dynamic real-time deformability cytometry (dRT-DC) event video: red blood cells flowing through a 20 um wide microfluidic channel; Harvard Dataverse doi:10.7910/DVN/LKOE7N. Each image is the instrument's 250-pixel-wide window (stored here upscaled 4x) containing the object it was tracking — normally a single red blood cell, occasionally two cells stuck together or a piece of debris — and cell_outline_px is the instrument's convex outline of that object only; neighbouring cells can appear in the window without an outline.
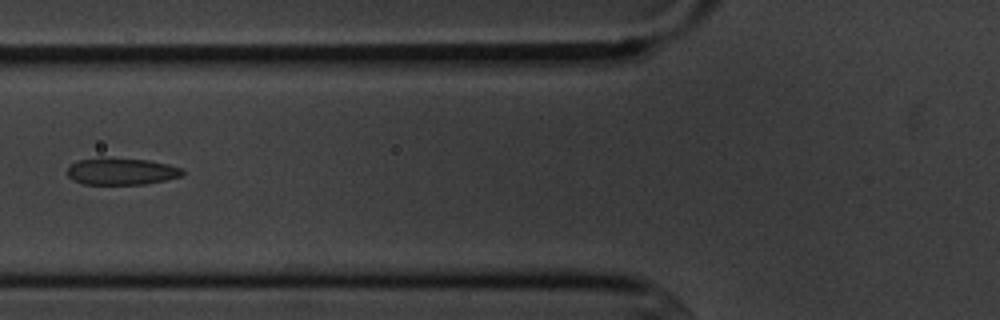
{"species": "common noctule bat (a hibernating species)", "species_latin": "Nyctalus noctula", "temperature_condition": "cold", "stored_images_in_passage": 14, "camera_frame_rate_fps": 3000, "um_per_image_px": 0.085, "animal": {"sex": "male", "body_mass_g": 20.1, "forearm_length_mm": 53.5}, "frame": {"image": 1, "passage_image": 5, "time_ms": 5.667, "image_size_px": [1000, 320], "cell_outline_px": [[184, 176], [144, 184], [84, 184], [72, 180], [68, 176], [68, 168], [76, 160], [100, 156], [104, 156], [148, 160], [168, 164], [184, 168]], "centroid_in_image_um": [10.32, 14.54], "position_along_channel_um": 115.5, "area_um2": 18.5}}
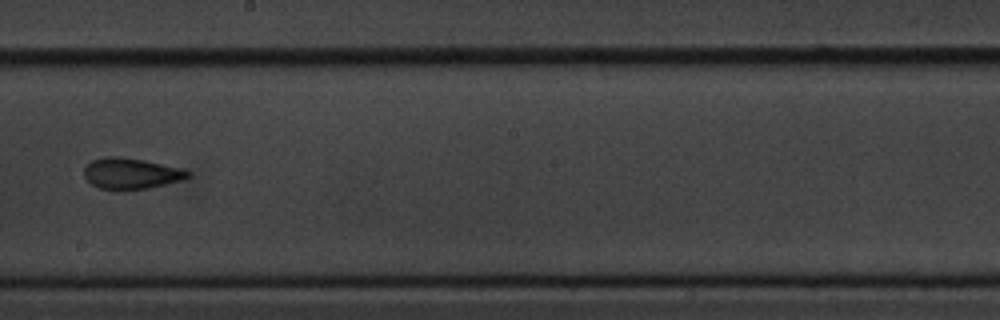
{"frame": {"image": 2, "passage_image": 8, "time_ms": 9.0, "image_size_px": [1000, 320], "cell_outline_px": [[192, 176], [180, 180], [164, 184], [144, 188], [100, 188], [92, 184], [84, 176], [84, 168], [92, 160], [104, 156], [120, 156], [144, 160], [180, 168], [188, 172]], "centroid_in_image_um": [11.11, 14.71], "position_along_channel_um": 237.1, "area_um2": 18.15}}
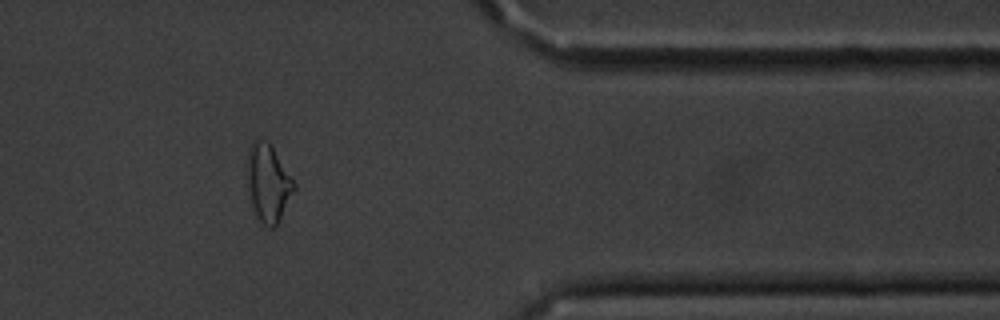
{"frame": {"image": 3, "passage_image": 12, "time_ms": 13.667, "image_size_px": [1000, 320], "cell_outline_px": [[296, 188], [280, 220], [272, 228], [264, 224], [256, 216], [252, 204], [248, 188], [248, 148], [252, 140], [260, 136], [268, 140], [296, 184]], "centroid_in_image_um": [22.8, 15.5], "position_along_channel_um": 388.6, "area_um2": 21.15}, "authors_computed_cell_mechanics": {"area_um2": 18.6116, "velocity_mm_per_s": 3.6408, "shape_relaxation_time_tau1_ms": 2.812, "shape_relaxation_time_tau2_ms": 2.4994, "deformation_change_tau1": 0.0826, "deformation_change_tau2": 0.0572}}